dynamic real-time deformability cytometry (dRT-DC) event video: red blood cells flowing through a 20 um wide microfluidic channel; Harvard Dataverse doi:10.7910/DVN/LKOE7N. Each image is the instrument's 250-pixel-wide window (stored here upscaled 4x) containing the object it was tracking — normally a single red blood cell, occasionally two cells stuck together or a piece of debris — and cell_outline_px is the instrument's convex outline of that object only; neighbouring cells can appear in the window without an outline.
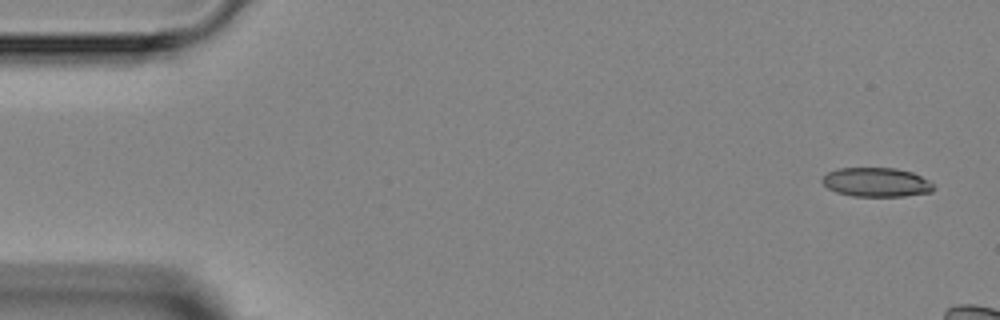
{"species": "Egyptian fruit bat (a non-hibernating species)", "species_latin": "Rousettus aegyptiacus", "temperature_condition": "room temperature", "stored_images_in_passage": 4, "camera_frame_rate_fps": 3000, "um_per_image_px": 0.085, "animal": {"sex": "female"}, "frame": {"image": 1, "passage_image": 1, "time_ms": 0.0, "image_size_px": [1000, 320], "cell_outline_px": [[936, 188], [932, 192], [904, 196], [852, 196], [836, 192], [828, 188], [820, 180], [828, 172], [836, 168], [896, 168], [912, 172], [928, 180]], "centroid_in_image_um": [74.49, 15.49], "position_along_channel_um": 10.5, "area_um2": 18.96}}